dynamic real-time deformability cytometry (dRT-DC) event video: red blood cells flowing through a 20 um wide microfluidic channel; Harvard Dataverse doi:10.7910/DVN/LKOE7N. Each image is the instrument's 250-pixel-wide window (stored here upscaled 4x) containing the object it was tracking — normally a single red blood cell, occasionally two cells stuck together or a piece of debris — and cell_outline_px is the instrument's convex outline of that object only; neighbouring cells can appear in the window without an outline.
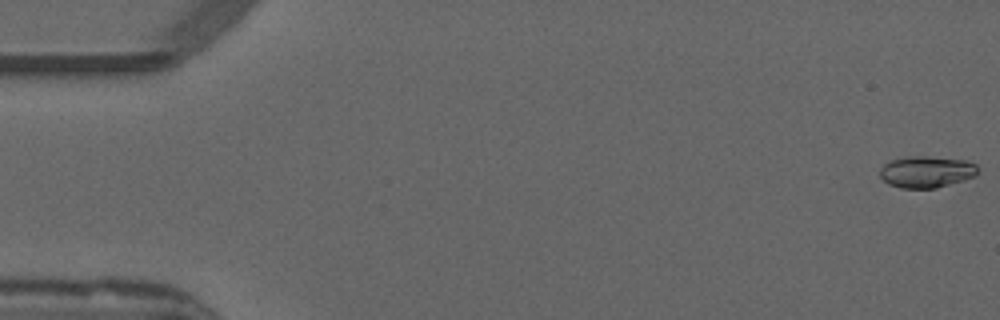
{"species": "common noctule bat (a hibernating species)", "species_latin": "Nyctalus noctula", "temperature_condition": "warm", "stored_images_in_passage": 53, "camera_frame_rate_fps": 3000, "um_per_image_px": 0.085, "animal": {"sex": "male", "forearm_length_mm": 52.5}, "frame": {"image": 1, "passage_image": 1, "time_ms": 0.0, "image_size_px": [1000, 320], "cell_outline_px": [[976, 176], [964, 180], [936, 188], [900, 188], [888, 184], [880, 176], [880, 168], [888, 160], [908, 156], [924, 156], [964, 160], [976, 164]], "centroid_in_image_um": [78.71, 14.6], "position_along_channel_um": 6.3, "area_um2": 18.03}}
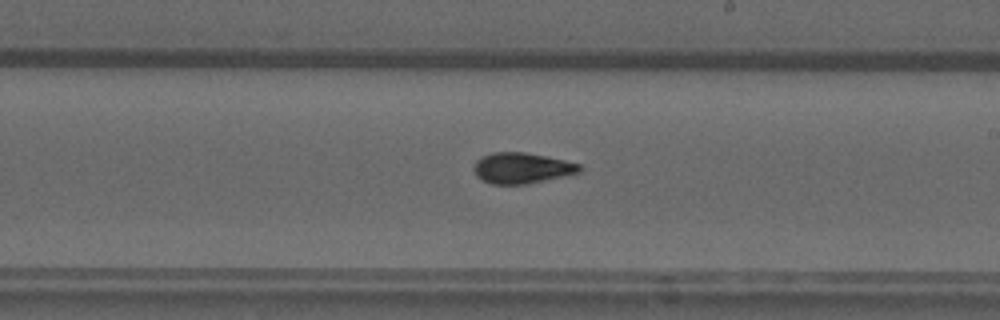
{"frame": {"image": 2, "passage_image": 31, "time_ms": 10.0, "image_size_px": [1000, 320], "cell_outline_px": [[584, 168], [580, 172], [524, 184], [492, 184], [476, 176], [472, 168], [476, 160], [480, 156], [492, 152], [524, 152], [564, 160], [580, 164]], "centroid_in_image_um": [44.31, 14.27], "position_along_channel_um": 244.7, "area_um2": 18.84}}
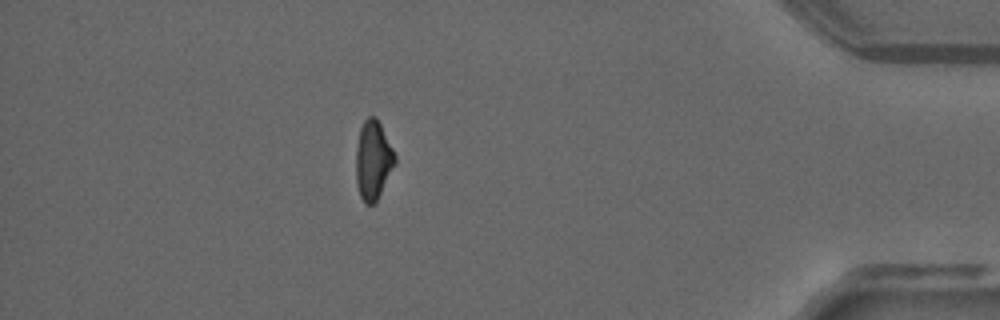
{"frame": {"image": 3, "passage_image": 47, "time_ms": 15.333, "image_size_px": [1000, 320], "cell_outline_px": [[396, 164], [376, 200], [372, 204], [364, 204], [360, 196], [356, 180], [356, 148], [360, 128], [364, 120], [368, 116], [376, 116], [396, 156]], "centroid_in_image_um": [31.71, 13.6], "position_along_channel_um": 403.5, "area_um2": 17.8}, "authors_computed_cell_mechanics": {"area_um2": 18.207, "velocity_mm_per_s": 3.8672, "shape_relaxation_time_tau1_ms": 6.0965, "shape_relaxation_time_tau2_ms": 3.4194, "deformation_change_tau1": 0.2046, "deformation_change_tau2": 0.0948}}